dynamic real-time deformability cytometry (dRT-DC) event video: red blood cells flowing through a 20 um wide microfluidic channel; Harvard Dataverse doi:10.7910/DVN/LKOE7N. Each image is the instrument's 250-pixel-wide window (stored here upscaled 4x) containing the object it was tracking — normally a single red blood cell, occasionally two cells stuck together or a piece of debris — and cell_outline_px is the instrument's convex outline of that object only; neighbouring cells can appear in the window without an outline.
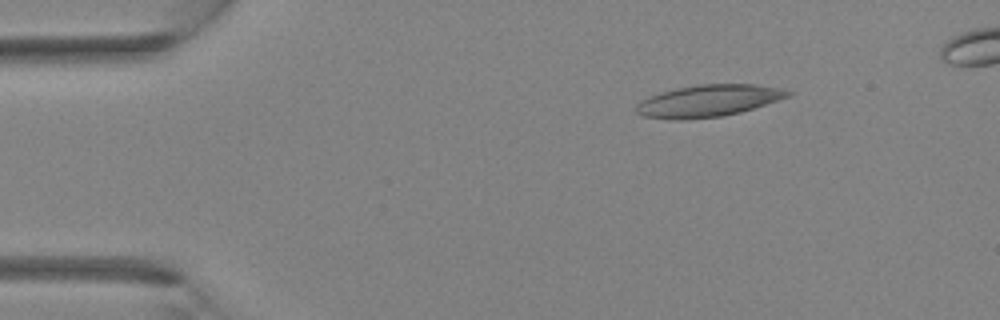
{"species": "Egyptian fruit bat (a non-hibernating species)", "species_latin": "Rousettus aegyptiacus", "temperature_condition": "room temperature", "stored_images_in_passage": 33, "camera_frame_rate_fps": 3000, "um_per_image_px": 0.085, "animal": {"sex": "female"}, "frame": {"image": 1, "passage_image": 1, "time_ms": 0.0, "image_size_px": [1000, 320], "cell_outline_px": [[792, 92], [788, 96], [740, 112], [720, 116], [684, 120], [680, 120], [644, 116], [636, 112], [636, 104], [660, 92], [676, 88], [700, 84], [752, 84], [780, 88]], "centroid_in_image_um": [60.18, 8.56], "position_along_channel_um": 24.8, "area_um2": 27.63}}
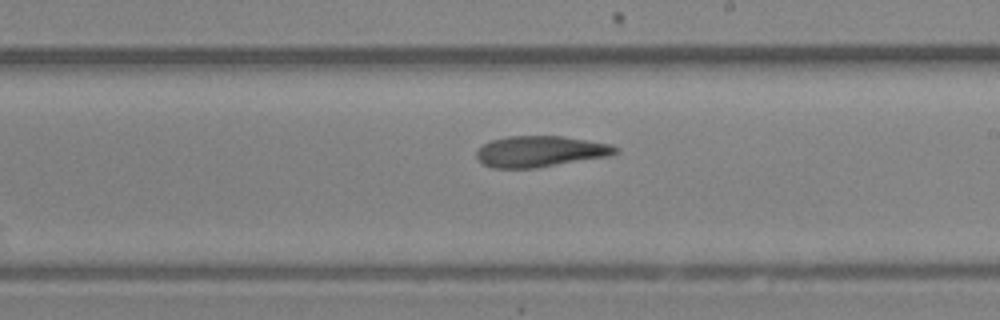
{"frame": {"image": 2, "passage_image": 18, "time_ms": 5.667, "image_size_px": [1000, 320], "cell_outline_px": [[620, 152], [612, 156], [536, 168], [492, 168], [484, 164], [476, 156], [476, 152], [484, 144], [492, 140], [508, 136], [564, 136], [612, 144], [620, 148]], "centroid_in_image_um": [46.01, 12.87], "position_along_channel_um": 243.0, "area_um2": 25.37}}
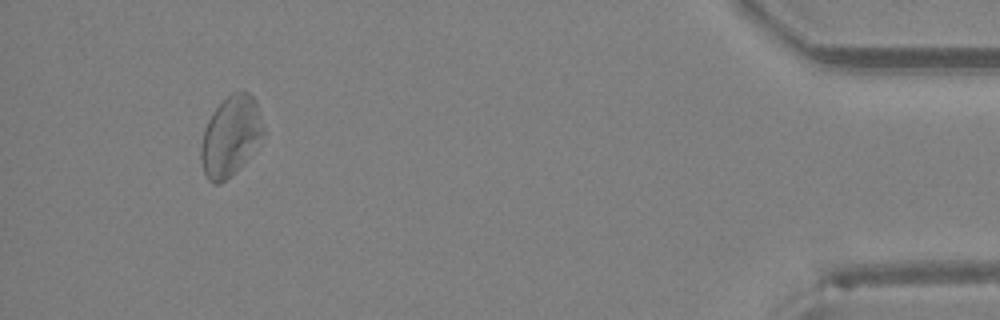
{"frame": {"image": 3, "passage_image": 32, "time_ms": 10.333, "image_size_px": [1000, 320], "cell_outline_px": [[264, 132], [244, 160], [220, 184], [212, 184], [208, 180], [204, 172], [200, 160], [200, 148], [204, 128], [212, 112], [232, 92], [244, 88], [252, 96], [256, 104], [264, 128]], "centroid_in_image_um": [19.55, 11.52], "position_along_channel_um": 415.7, "area_um2": 28.32}}